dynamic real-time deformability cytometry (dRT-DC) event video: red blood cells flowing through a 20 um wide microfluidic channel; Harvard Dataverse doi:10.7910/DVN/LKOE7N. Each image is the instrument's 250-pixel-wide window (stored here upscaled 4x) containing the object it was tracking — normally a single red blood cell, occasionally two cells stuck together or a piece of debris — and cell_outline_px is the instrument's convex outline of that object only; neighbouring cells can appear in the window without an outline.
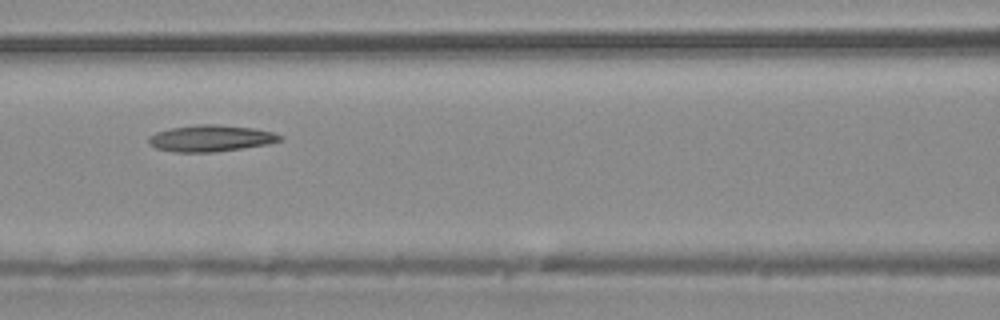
{"species": "common noctule bat (a hibernating species)", "species_latin": "Nyctalus noctula", "temperature_condition": "warm", "stored_images_in_passage": 6, "camera_frame_rate_fps": 3000, "um_per_image_px": 0.085, "animal": {"sex": "male", "body_mass_g": 20.4}, "frame": {"image": 1, "passage_image": 6, "time_ms": 6.333, "image_size_px": [1000, 320], "cell_outline_px": [[284, 140], [268, 144], [216, 152], [176, 152], [156, 148], [148, 144], [148, 136], [156, 132], [172, 128], [196, 124], [216, 124], [252, 128], [272, 132], [284, 136]], "centroid_in_image_um": [17.92, 11.76], "position_along_channel_um": 148.7, "area_um2": 20.35}}